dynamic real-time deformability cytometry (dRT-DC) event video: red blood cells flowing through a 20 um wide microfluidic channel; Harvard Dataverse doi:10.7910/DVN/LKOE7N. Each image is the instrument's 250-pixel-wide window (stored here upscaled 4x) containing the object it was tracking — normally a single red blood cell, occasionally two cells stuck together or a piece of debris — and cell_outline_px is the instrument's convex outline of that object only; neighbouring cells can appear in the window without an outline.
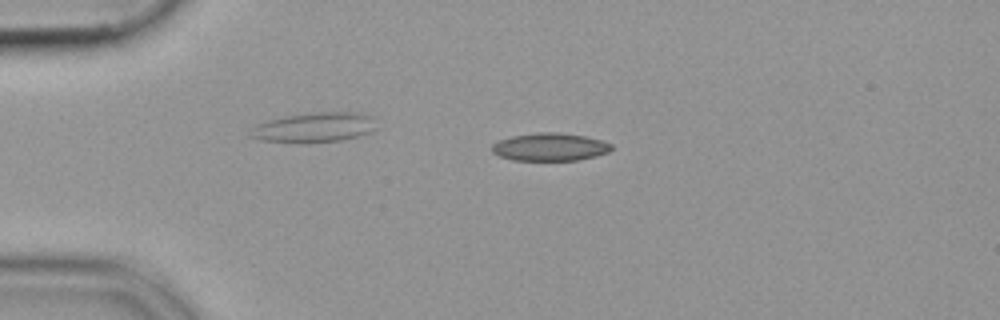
{"species": "common noctule bat (a hibernating species)", "species_latin": "Nyctalus noctula", "temperature_condition": "cold", "stored_images_in_passage": 52, "camera_frame_rate_fps": 3000, "um_per_image_px": 0.085, "animal": {"sex": "female", "body_mass_g": 19.9}, "frame": {"image": 1, "passage_image": 11, "time_ms": 3.333, "image_size_px": [1000, 320], "cell_outline_px": [[612, 148], [608, 152], [596, 156], [576, 160], [512, 160], [500, 156], [492, 152], [492, 144], [500, 140], [512, 136], [540, 132], [560, 132], [584, 136], [604, 140], [612, 144]], "centroid_in_image_um": [46.77, 12.48], "position_along_channel_um": 38.2, "area_um2": 19.36}}
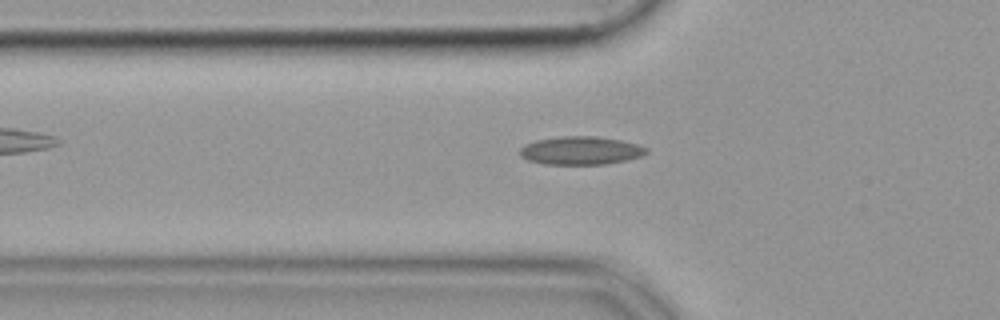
{"frame": {"image": 2, "passage_image": 17, "time_ms": 5.333, "image_size_px": [1000, 320], "cell_outline_px": [[648, 152], [640, 156], [628, 160], [604, 164], [544, 164], [528, 160], [520, 156], [520, 148], [524, 144], [536, 140], [560, 136], [596, 136], [620, 140], [636, 144], [648, 148]], "centroid_in_image_um": [49.35, 12.79], "position_along_channel_um": 76.5, "area_um2": 20.81}}
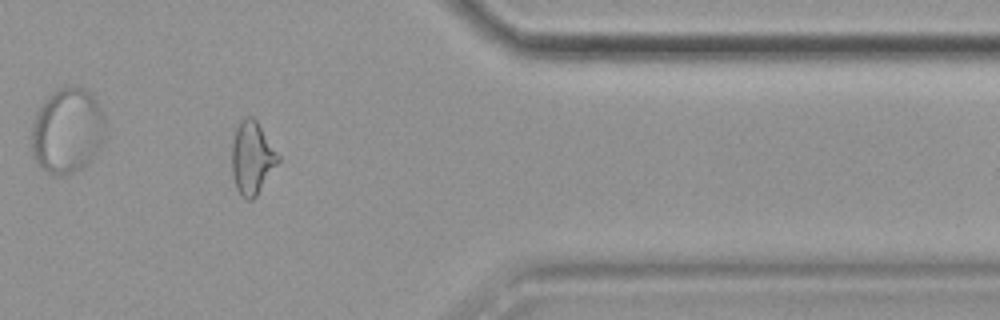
{"frame": {"image": 3, "passage_image": 43, "time_ms": 14.0, "image_size_px": [1000, 320], "cell_outline_px": [[280, 160], [256, 196], [252, 200], [248, 200], [236, 188], [232, 172], [232, 140], [236, 128], [240, 120], [244, 116], [252, 116], [256, 120], [280, 156]], "centroid_in_image_um": [21.42, 13.39], "position_along_channel_um": 390.0, "area_um2": 19.48}}